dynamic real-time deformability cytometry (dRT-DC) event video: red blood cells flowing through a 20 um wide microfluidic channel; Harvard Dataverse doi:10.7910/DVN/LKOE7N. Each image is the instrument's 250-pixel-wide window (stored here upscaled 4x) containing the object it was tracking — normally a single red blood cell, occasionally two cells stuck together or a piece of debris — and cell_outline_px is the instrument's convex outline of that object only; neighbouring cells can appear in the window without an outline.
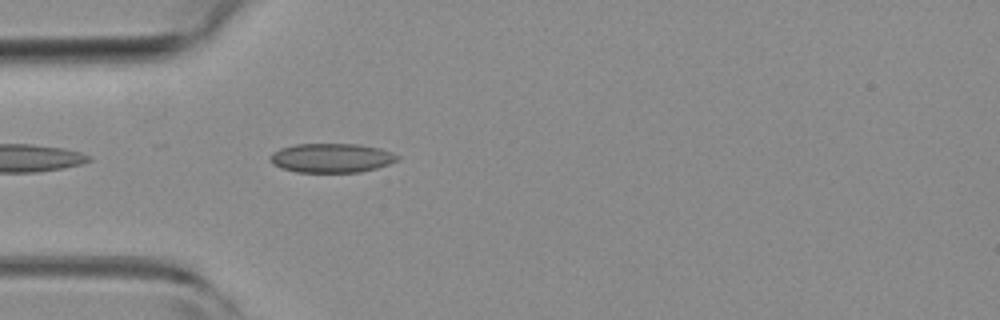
{"species": "common noctule bat (a hibernating species)", "species_latin": "Nyctalus noctula", "temperature_condition": "room temperature", "stored_images_in_passage": 9, "camera_frame_rate_fps": 3000, "um_per_image_px": 0.085, "animal": {"sex": "female", "body_mass_g": 19.3, "forearm_length_mm": 54.1}, "frame": {"image": 1, "passage_image": 3, "time_ms": 0.667, "image_size_px": [1000, 320], "cell_outline_px": [[400, 156], [396, 160], [388, 164], [376, 168], [360, 172], [296, 172], [280, 168], [272, 164], [268, 160], [268, 156], [272, 152], [280, 148], [296, 144], [360, 144], [380, 148], [392, 152]], "centroid_in_image_um": [28.13, 13.42], "position_along_channel_um": 56.9, "area_um2": 21.85}}
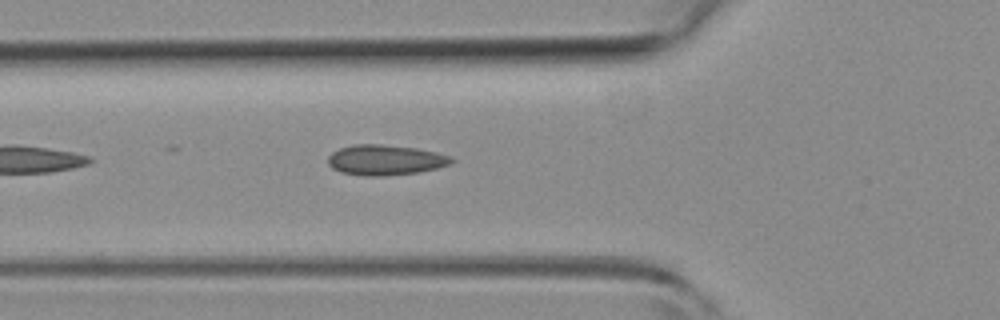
{"frame": {"image": 2, "passage_image": 6, "time_ms": 1.667, "image_size_px": [1000, 320], "cell_outline_px": [[456, 160], [452, 164], [420, 172], [380, 176], [364, 176], [340, 172], [332, 168], [328, 164], [328, 156], [332, 152], [340, 148], [356, 144], [380, 144], [416, 148], [436, 152], [452, 156]], "centroid_in_image_um": [32.77, 13.6], "position_along_channel_um": 93.0, "area_um2": 21.96}}